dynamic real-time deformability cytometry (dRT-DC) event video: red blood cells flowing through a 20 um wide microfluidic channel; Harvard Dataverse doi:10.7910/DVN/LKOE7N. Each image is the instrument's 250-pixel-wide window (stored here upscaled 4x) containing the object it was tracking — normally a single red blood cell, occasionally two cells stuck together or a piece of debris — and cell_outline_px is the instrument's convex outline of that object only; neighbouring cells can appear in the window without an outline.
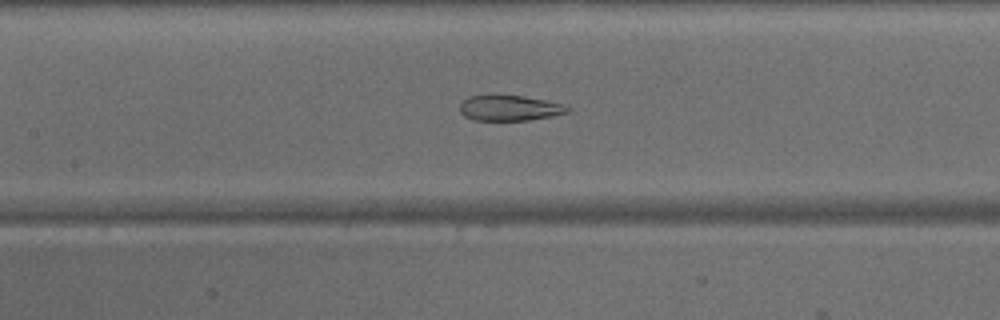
{"species": "common noctule bat (a hibernating species)", "species_latin": "Nyctalus noctula", "temperature_condition": "warm", "stored_images_in_passage": 46, "camera_frame_rate_fps": 3000, "um_per_image_px": 0.085, "animal": {"sex": "male", "body_mass_g": 15.6}, "frame": {"image": 1, "passage_image": 21, "time_ms": 6.667, "image_size_px": [1000, 320], "cell_outline_px": [[572, 112], [552, 116], [528, 120], [472, 120], [464, 116], [460, 112], [460, 104], [468, 96], [524, 96], [564, 104], [572, 108]], "centroid_in_image_um": [43.36, 9.19], "position_along_channel_um": 164.0, "area_um2": 15.95}}
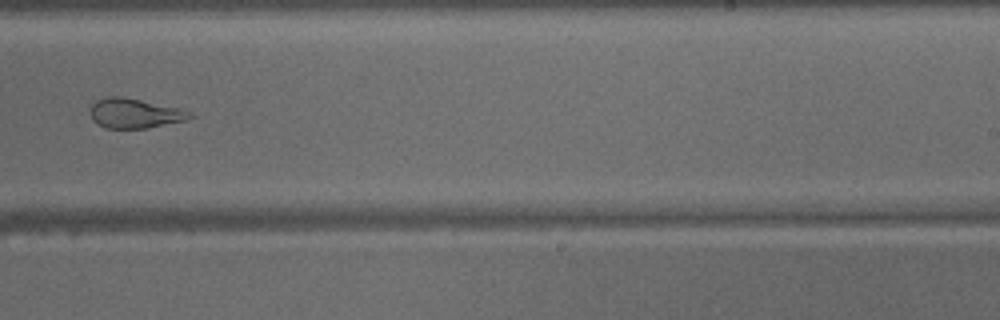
{"frame": {"image": 2, "passage_image": 29, "time_ms": 9.333, "image_size_px": [1000, 320], "cell_outline_px": [[192, 116], [184, 120], [148, 128], [104, 128], [96, 124], [92, 120], [88, 112], [92, 104], [96, 100], [108, 96], [120, 96], [140, 100], [176, 108], [192, 112]], "centroid_in_image_um": [11.34, 9.64], "position_along_channel_um": 277.7, "area_um2": 17.11}}
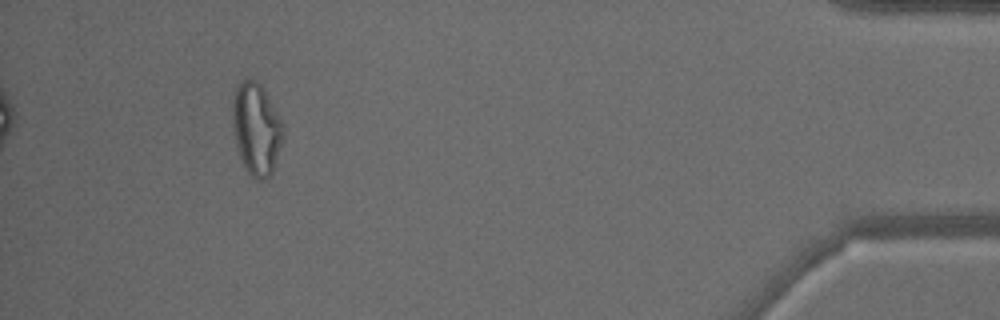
{"frame": {"image": 3, "passage_image": 43, "time_ms": 14.0, "image_size_px": [1000, 320], "cell_outline_px": [[284, 136], [272, 172], [264, 180], [260, 180], [252, 176], [248, 172], [240, 156], [236, 144], [232, 120], [232, 100], [236, 84], [248, 76], [256, 80], [260, 84], [284, 124]], "centroid_in_image_um": [21.78, 10.9], "position_along_channel_um": 413.4, "area_um2": 27.17}}